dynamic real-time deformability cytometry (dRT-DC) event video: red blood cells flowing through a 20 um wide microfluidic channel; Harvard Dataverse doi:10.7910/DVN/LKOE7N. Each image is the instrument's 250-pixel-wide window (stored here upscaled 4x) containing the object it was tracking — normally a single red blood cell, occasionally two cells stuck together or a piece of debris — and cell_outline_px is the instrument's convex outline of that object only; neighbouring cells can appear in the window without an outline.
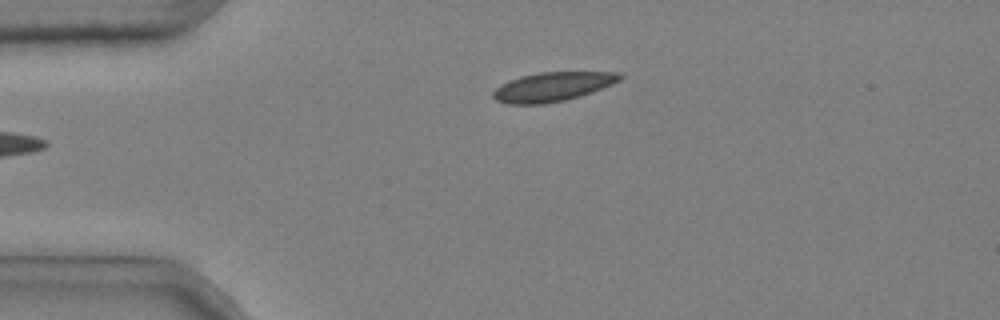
{"species": "common noctule bat (a hibernating species)", "species_latin": "Nyctalus noctula", "temperature_condition": "cold", "stored_images_in_passage": 36, "camera_frame_rate_fps": 3000, "um_per_image_px": 0.085, "animal": {"sex": "male", "body_mass_g": 20.4}, "frame": {"image": 1, "passage_image": 1, "time_ms": 0.0, "image_size_px": [1000, 320], "cell_outline_px": [[624, 76], [620, 80], [612, 84], [592, 92], [580, 96], [564, 100], [544, 104], [508, 104], [496, 100], [492, 96], [492, 92], [500, 84], [508, 80], [520, 76], [540, 72], [620, 72]], "centroid_in_image_um": [46.95, 7.37], "position_along_channel_um": 38.0, "area_um2": 21.62}}
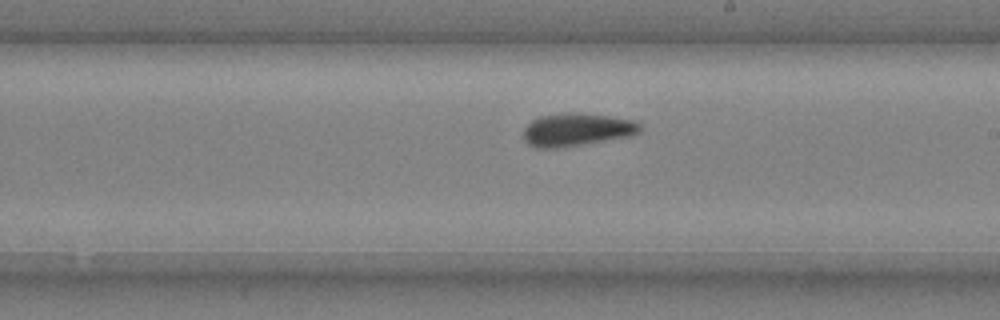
{"frame": {"image": 2, "passage_image": 20, "time_ms": 6.333, "image_size_px": [1000, 320], "cell_outline_px": [[640, 132], [632, 136], [560, 148], [536, 148], [528, 144], [524, 140], [524, 128], [532, 120], [540, 116], [576, 112], [608, 116], [632, 120], [640, 124]], "centroid_in_image_um": [49.02, 11.03], "position_along_channel_um": 240.0, "area_um2": 22.31}}
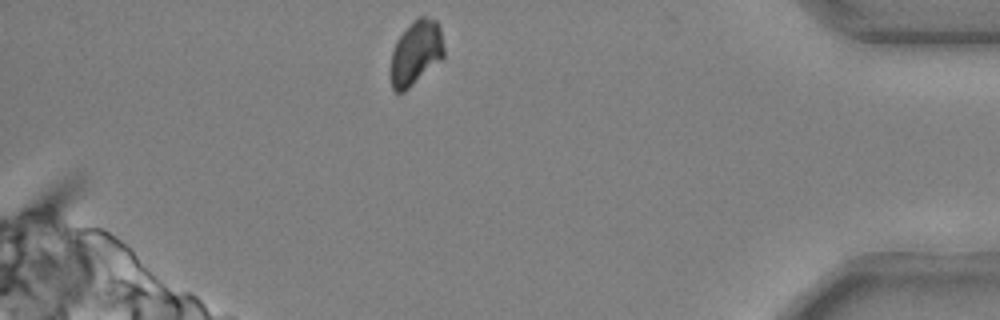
{"frame": {"image": 3, "passage_image": 36, "time_ms": 11.667, "image_size_px": [1000, 320], "cell_outline_px": [[444, 56], [440, 60], [404, 92], [396, 92], [392, 88], [388, 76], [388, 68], [392, 52], [396, 40], [420, 16], [424, 16], [436, 20], [440, 24], [444, 48]], "centroid_in_image_um": [35.31, 4.52], "position_along_channel_um": 399.9, "area_um2": 20.11}, "authors_computed_cell_mechanics": {"area_um2": 21.5305, "velocity_mm_per_s": 3.6704, "shape_relaxation_time_tau1_ms": 5.3383, "shape_relaxation_time_tau2_ms": null, "deformation_change_tau1": 0.1036, "deformation_change_tau2": null}}